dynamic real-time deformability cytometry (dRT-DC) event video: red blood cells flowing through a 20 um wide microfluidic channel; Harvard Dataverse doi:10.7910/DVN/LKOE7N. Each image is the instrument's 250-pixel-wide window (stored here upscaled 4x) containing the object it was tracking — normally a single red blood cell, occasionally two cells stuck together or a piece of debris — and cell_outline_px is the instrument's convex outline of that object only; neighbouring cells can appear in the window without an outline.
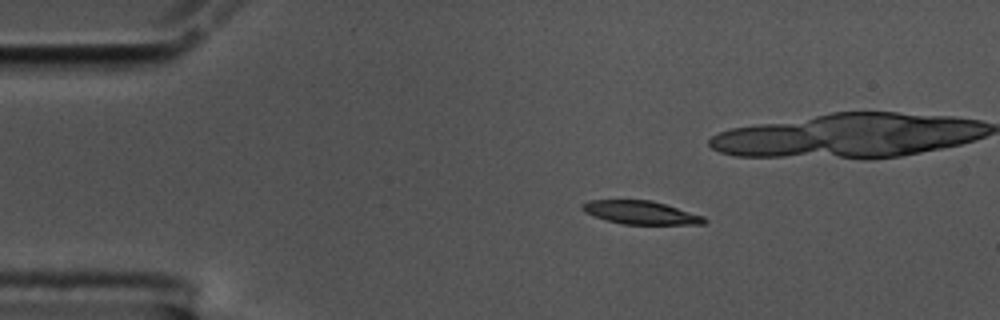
{"species": "common noctule bat (a hibernating species)", "species_latin": "Nyctalus noctula", "temperature_condition": "cold", "stored_images_in_passage": 48, "camera_frame_rate_fps": 3000, "um_per_image_px": 0.085, "animal": {"sex": "male", "body_mass_g": 17.5, "forearm_length_mm": 52.3}, "frame": {"image": 1, "passage_image": 1, "time_ms": 0.0, "image_size_px": [1000, 320], "cell_outline_px": [[708, 220], [704, 224], [624, 224], [608, 220], [584, 212], [580, 208], [580, 204], [588, 200], [652, 200], [704, 216]], "centroid_in_image_um": [54.45, 18.06], "position_along_channel_um": 30.5, "area_um2": 16.47}}
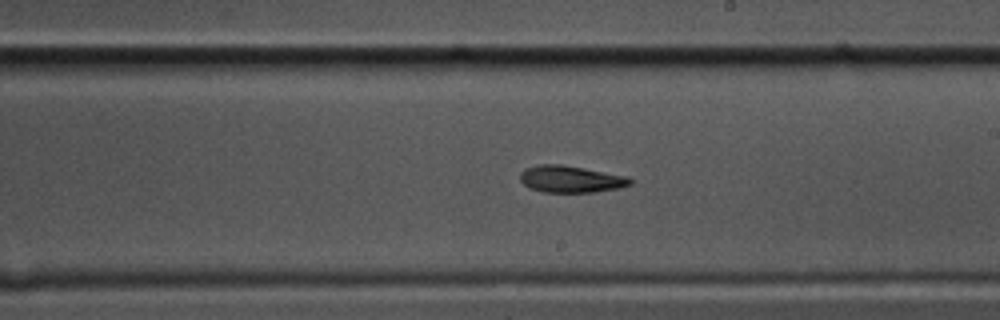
{"frame": {"image": 2, "passage_image": 23, "time_ms": 7.333, "image_size_px": [1000, 320], "cell_outline_px": [[636, 180], [632, 184], [620, 188], [592, 192], [544, 192], [528, 188], [520, 180], [520, 172], [524, 168], [540, 164], [560, 164], [584, 168], [628, 176]], "centroid_in_image_um": [48.54, 15.22], "position_along_channel_um": 240.5, "area_um2": 17.46}}
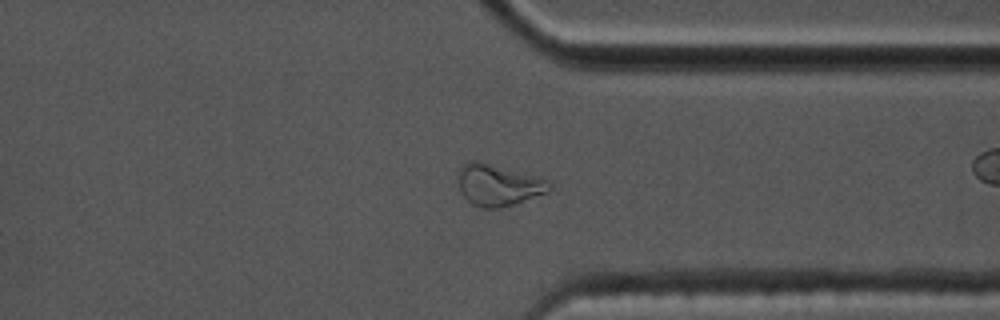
{"frame": {"image": 3, "passage_image": 34, "time_ms": 11.0, "image_size_px": [1000, 320], "cell_outline_px": [[552, 188], [548, 192], [516, 204], [500, 208], [480, 208], [472, 204], [460, 192], [456, 180], [456, 172], [468, 160], [476, 160], [540, 176], [548, 180], [552, 184]], "centroid_in_image_um": [42.34, 15.72], "position_along_channel_um": 369.1, "area_um2": 22.72}}